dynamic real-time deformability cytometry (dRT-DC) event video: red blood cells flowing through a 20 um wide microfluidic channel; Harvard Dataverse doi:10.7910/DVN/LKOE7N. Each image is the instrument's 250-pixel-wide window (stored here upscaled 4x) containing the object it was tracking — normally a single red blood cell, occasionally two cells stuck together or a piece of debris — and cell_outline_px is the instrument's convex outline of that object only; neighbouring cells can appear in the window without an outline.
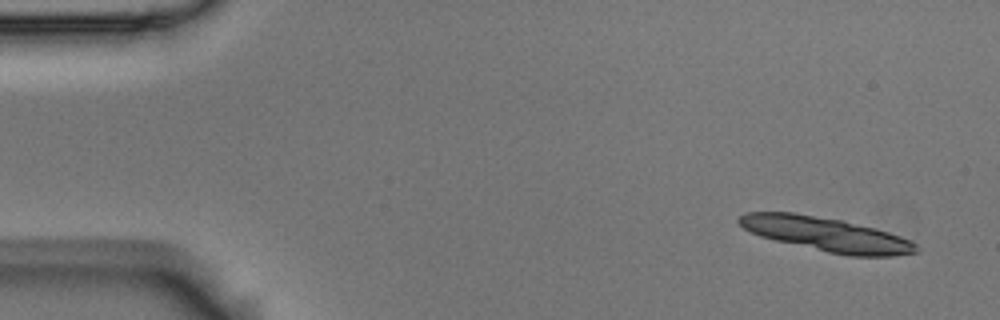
{"species": "Egyptian fruit bat (a non-hibernating species)", "species_latin": "Rousettus aegyptiacus", "temperature_condition": "room temperature", "stored_images_in_passage": 6, "camera_frame_rate_fps": 3000, "um_per_image_px": 0.085, "animal": {"sex": "male"}, "frame": {"image": 1, "passage_image": 1, "time_ms": 0.0, "image_size_px": [1000, 320], "cell_outline_px": [[920, 252], [892, 256], [848, 256], [828, 252], [776, 240], [760, 236], [744, 228], [736, 220], [744, 212], [792, 212], [840, 220], [876, 228], [900, 236], [916, 244], [920, 248]], "centroid_in_image_um": [70.26, 19.92], "position_along_channel_um": 14.7, "area_um2": 34.91}}
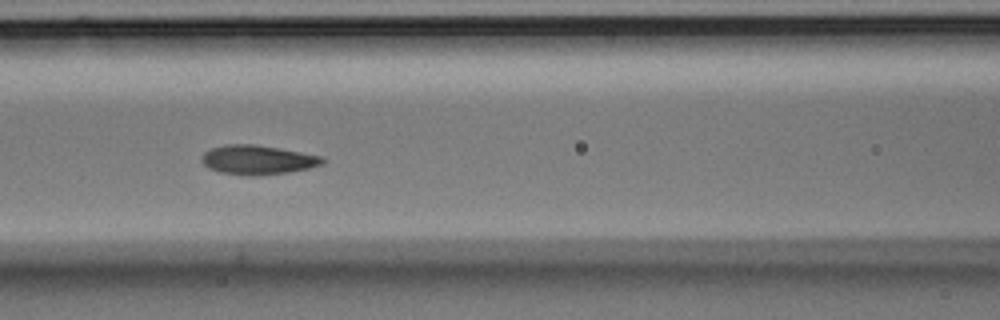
{"frame": {"image": 2, "passage_image": 5, "time_ms": 1.333, "image_size_px": [1000, 320], "cell_outline_px": [[324, 164], [308, 168], [288, 172], [252, 176], [248, 176], [220, 172], [208, 168], [200, 160], [200, 156], [204, 152], [212, 148], [224, 144], [256, 144], [280, 148], [324, 156]], "centroid_in_image_um": [21.89, 13.58], "position_along_channel_um": 144.7, "area_um2": 20.81}}
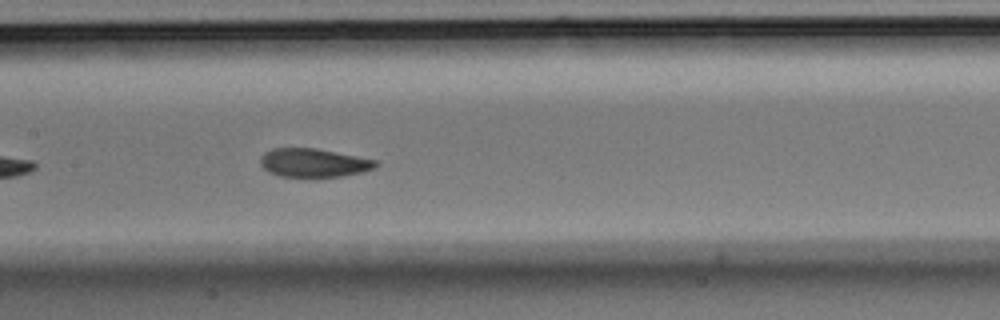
{"frame": {"image": 3, "passage_image": 6, "time_ms": 1.667, "image_size_px": [1000, 320], "cell_outline_px": [[380, 164], [376, 168], [360, 172], [340, 176], [280, 176], [268, 172], [260, 164], [260, 156], [264, 152], [272, 148], [316, 148], [376, 160]], "centroid_in_image_um": [26.64, 13.82], "position_along_channel_um": 180.8, "area_um2": 19.07}}